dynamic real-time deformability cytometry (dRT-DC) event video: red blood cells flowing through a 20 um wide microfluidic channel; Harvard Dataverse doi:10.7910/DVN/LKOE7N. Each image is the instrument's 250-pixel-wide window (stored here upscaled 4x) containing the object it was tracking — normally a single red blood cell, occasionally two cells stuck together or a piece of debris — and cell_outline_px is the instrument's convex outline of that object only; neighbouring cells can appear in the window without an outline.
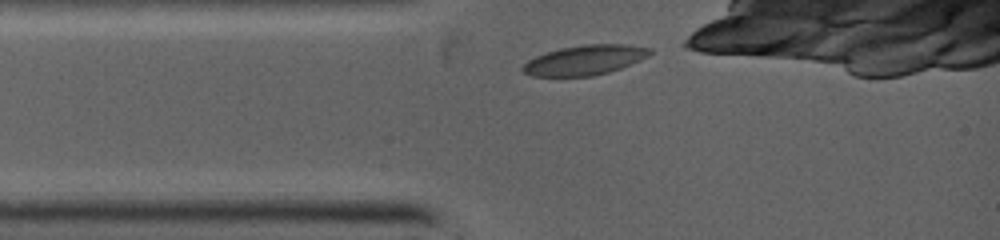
{"species": "common noctule bat (a hibernating species)", "species_latin": "Nyctalus noctula", "temperature_condition": "warm", "stored_images_in_passage": 39, "camera_frame_rate_fps": 5000, "um_per_image_px": 0.085, "animal": {"sex": "female", "body_mass_g": 19.0, "forearm_length_mm": 53.3}, "frame": {"image": 1, "passage_image": 1, "time_ms": 0.0, "image_size_px": [1000, 240], "cell_outline_px": [[652, 52], [648, 56], [640, 60], [620, 68], [608, 72], [592, 76], [532, 76], [524, 72], [520, 68], [528, 60], [536, 56], [560, 48], [584, 44], [624, 44], [652, 48]], "centroid_in_image_um": [49.71, 5.1], "position_along_channel_um": 35.3, "area_um2": 21.96}}
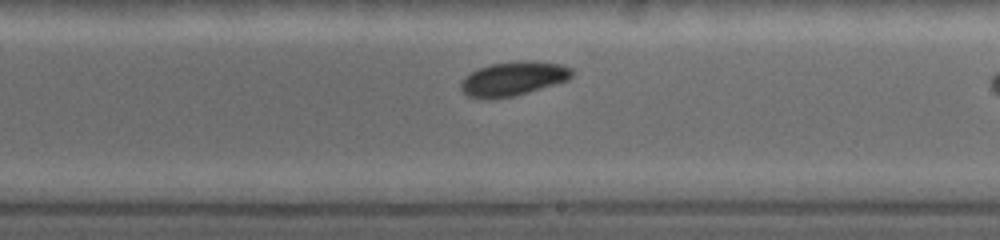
{"frame": {"image": 2, "passage_image": 23, "time_ms": 4.6, "image_size_px": [1000, 240], "cell_outline_px": [[572, 76], [568, 80], [512, 96], [492, 100], [484, 100], [468, 96], [460, 88], [460, 80], [464, 76], [480, 68], [492, 64], [532, 60], [560, 64], [572, 68]], "centroid_in_image_um": [43.58, 6.7], "position_along_channel_um": 245.4, "area_um2": 21.96}}
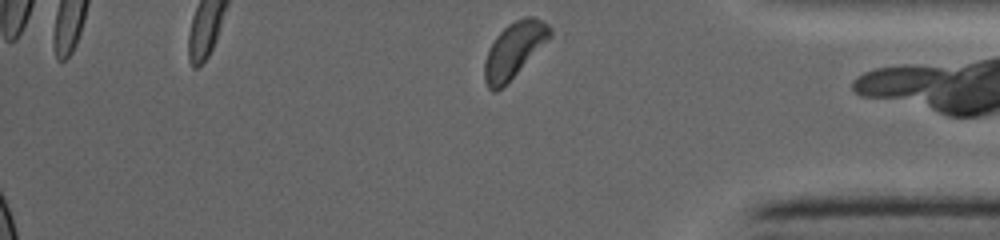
{"frame": {"image": 3, "passage_image": 39, "time_ms": 8.0, "image_size_px": [1000, 240], "cell_outline_px": [[552, 36], [496, 92], [492, 92], [488, 88], [484, 80], [484, 60], [496, 36], [508, 24], [524, 16], [532, 16], [548, 24], [552, 28]], "centroid_in_image_um": [43.69, 4.21], "position_along_channel_um": 391.5, "area_um2": 20.52}}